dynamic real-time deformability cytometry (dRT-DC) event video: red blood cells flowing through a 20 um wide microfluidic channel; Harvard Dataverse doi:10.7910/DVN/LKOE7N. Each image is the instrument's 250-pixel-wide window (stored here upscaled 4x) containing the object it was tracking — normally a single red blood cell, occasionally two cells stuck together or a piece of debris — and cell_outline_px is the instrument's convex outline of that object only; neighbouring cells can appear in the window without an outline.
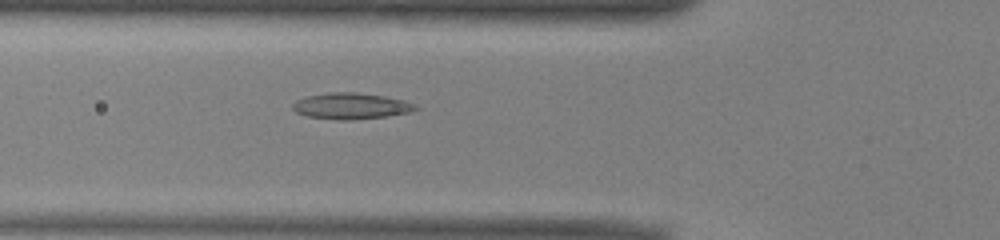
{"species": "common noctule bat (a hibernating species)", "species_latin": "Nyctalus noctula", "temperature_condition": "warm", "stored_images_in_passage": 48, "camera_frame_rate_fps": 3000, "um_per_image_px": 0.085, "animal": {"sex": "male", "body_mass_g": 13.0, "forearm_length_mm": 53.1}, "frame": {"image": 1, "passage_image": 18, "time_ms": 5.667, "image_size_px": [1000, 240], "cell_outline_px": [[420, 108], [412, 112], [388, 116], [352, 120], [336, 120], [308, 116], [296, 112], [292, 108], [292, 104], [296, 100], [308, 96], [332, 92], [356, 92], [384, 96], [404, 100], [416, 104]], "centroid_in_image_um": [29.88, 9.02], "position_along_channel_um": 95.9, "area_um2": 18.84}}
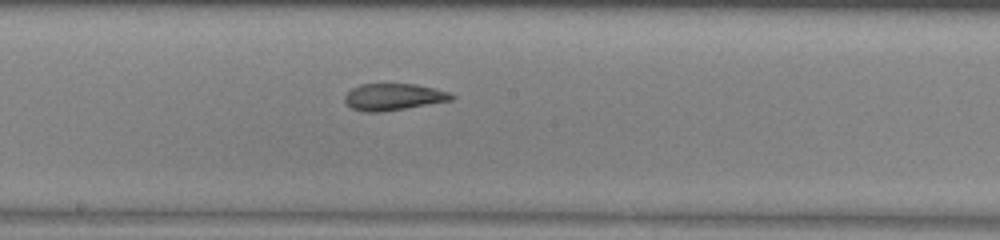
{"frame": {"image": 2, "passage_image": 27, "time_ms": 8.667, "image_size_px": [1000, 240], "cell_outline_px": [[456, 96], [452, 100], [408, 108], [380, 112], [364, 112], [352, 108], [344, 100], [344, 96], [352, 88], [360, 84], [416, 84], [436, 88], [448, 92]], "centroid_in_image_um": [33.46, 8.23], "position_along_channel_um": 214.7, "area_um2": 16.7}}
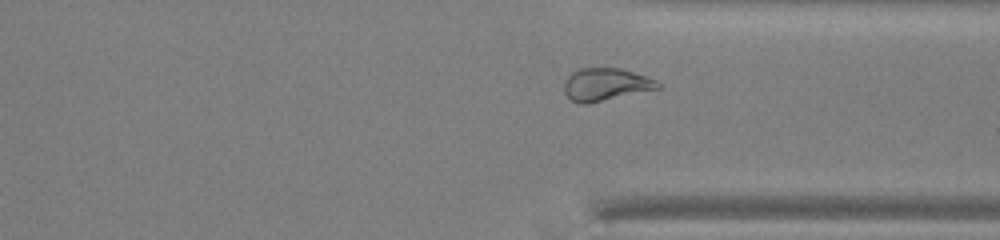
{"frame": {"image": 3, "passage_image": 38, "time_ms": 12.333, "image_size_px": [1000, 240], "cell_outline_px": [[664, 88], [588, 104], [580, 104], [572, 100], [564, 92], [564, 80], [572, 72], [580, 68], [620, 68], [648, 76], [664, 84]], "centroid_in_image_um": [51.56, 7.18], "position_along_channel_um": 359.8, "area_um2": 18.26}, "authors_computed_cell_mechanics": {"area_um2": 19.074, "velocity_mm_per_s": 3.9508, "shape_relaxation_time_tau1_ms": null, "shape_relaxation_time_tau2_ms": 2.8818, "deformation_change_tau1": null, "deformation_change_tau2": 0.104}}